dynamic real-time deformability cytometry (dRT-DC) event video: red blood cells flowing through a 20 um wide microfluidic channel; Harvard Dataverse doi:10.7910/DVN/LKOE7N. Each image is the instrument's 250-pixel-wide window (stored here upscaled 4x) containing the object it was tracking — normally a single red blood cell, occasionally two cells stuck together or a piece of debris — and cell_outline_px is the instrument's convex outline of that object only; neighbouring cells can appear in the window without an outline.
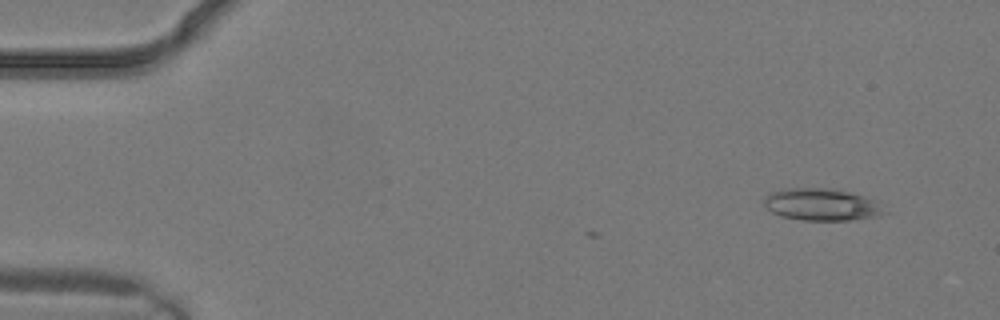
{"species": "common noctule bat (a hibernating species)", "species_latin": "Nyctalus noctula", "temperature_condition": "warm", "stored_images_in_passage": 3, "camera_frame_rate_fps": 3000, "um_per_image_px": 0.085, "animal": {"sex": "male", "body_mass_g": 19.2, "forearm_length_mm": 51.8}, "frame": {"image": 1, "passage_image": 1, "time_ms": 0.0, "image_size_px": [1000, 320], "cell_outline_px": [[888, 212], [880, 216], [848, 220], [800, 220], [780, 216], [772, 212], [764, 204], [764, 196], [768, 192], [784, 188], [832, 188], [864, 196], [872, 200]], "centroid_in_image_um": [69.79, 17.38], "position_along_channel_um": 15.2, "area_um2": 22.54}}